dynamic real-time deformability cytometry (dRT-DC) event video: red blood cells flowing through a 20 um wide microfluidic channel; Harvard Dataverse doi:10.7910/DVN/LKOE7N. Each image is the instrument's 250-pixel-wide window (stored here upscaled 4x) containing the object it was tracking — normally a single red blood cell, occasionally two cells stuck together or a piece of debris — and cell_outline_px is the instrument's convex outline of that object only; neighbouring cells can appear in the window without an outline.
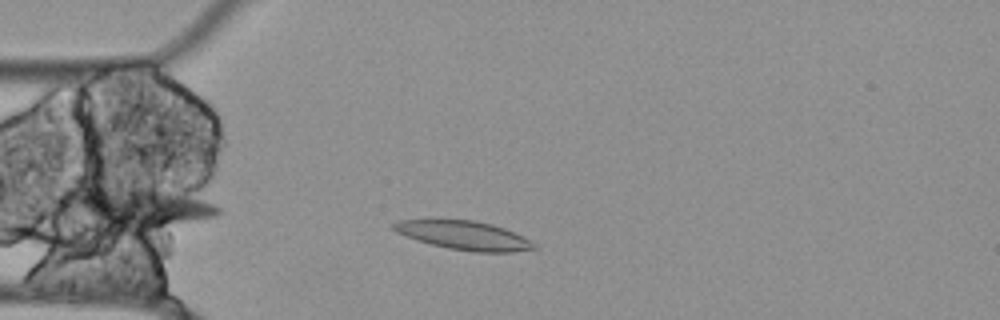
{"species": "Egyptian fruit bat (a non-hibernating species)", "species_latin": "Rousettus aegyptiacus", "temperature_condition": "cold", "stored_images_in_passage": 39, "camera_frame_rate_fps": 3000, "um_per_image_px": 0.085, "animal": {"sex": "female"}, "frame": {"image": 1, "passage_image": 3, "time_ms": 0.667, "image_size_px": [1000, 320], "cell_outline_px": [[540, 248], [512, 252], [472, 252], [448, 248], [432, 244], [396, 232], [392, 228], [392, 224], [400, 220], [428, 216], [476, 220], [492, 224], [504, 228], [536, 244]], "centroid_in_image_um": [39.36, 19.95], "position_along_channel_um": 45.6, "area_um2": 24.28}}
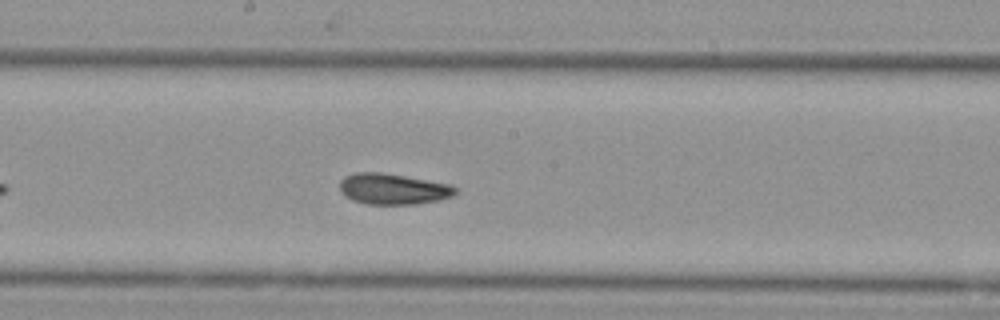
{"frame": {"image": 2, "passage_image": 18, "time_ms": 5.667, "image_size_px": [1000, 320], "cell_outline_px": [[456, 192], [452, 196], [440, 200], [416, 204], [368, 204], [352, 200], [344, 196], [340, 192], [340, 180], [344, 176], [356, 172], [380, 172], [452, 184], [456, 188]], "centroid_in_image_um": [33.39, 16.06], "position_along_channel_um": 214.8, "area_um2": 20.92}}
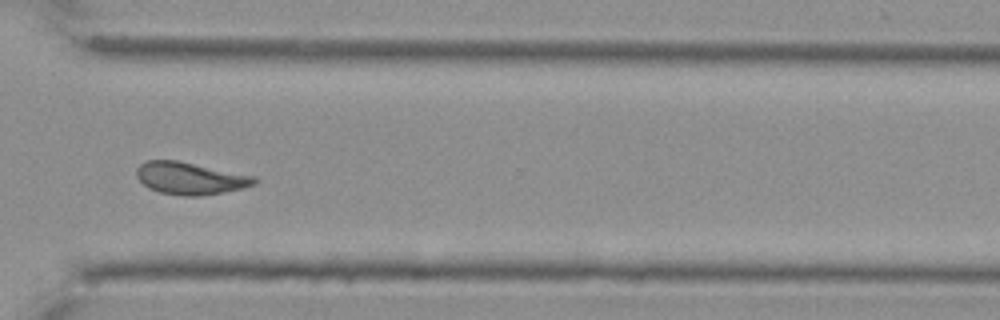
{"frame": {"image": 3, "passage_image": 30, "time_ms": 9.667, "image_size_px": [1000, 320], "cell_outline_px": [[260, 180], [256, 184], [244, 188], [224, 192], [200, 196], [184, 196], [160, 192], [148, 188], [136, 176], [136, 168], [140, 164], [148, 160], [176, 160], [256, 176]], "centroid_in_image_um": [16.2, 15.16], "position_along_channel_um": 354.4, "area_um2": 22.25}}